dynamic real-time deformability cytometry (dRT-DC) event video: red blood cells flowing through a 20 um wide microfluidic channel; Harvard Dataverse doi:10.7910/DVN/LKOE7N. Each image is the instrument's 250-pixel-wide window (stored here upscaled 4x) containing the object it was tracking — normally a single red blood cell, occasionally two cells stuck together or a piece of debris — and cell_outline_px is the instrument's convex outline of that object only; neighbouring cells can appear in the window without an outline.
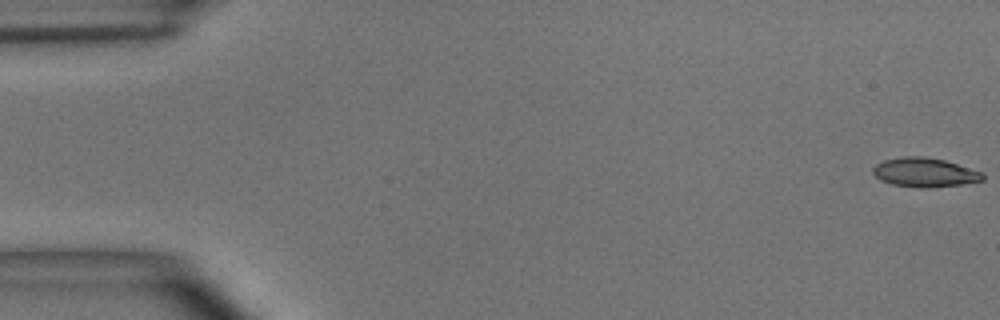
{"species": "common noctule bat (a hibernating species)", "species_latin": "Nyctalus noctula", "temperature_condition": "room temperature", "stored_images_in_passage": 55, "camera_frame_rate_fps": 3000, "um_per_image_px": 0.085, "animal": {"sex": "male", "body_mass_g": 15.6}, "frame": {"image": 1, "passage_image": 1, "time_ms": 0.0, "image_size_px": [1000, 320], "cell_outline_px": [[984, 180], [964, 184], [928, 188], [920, 188], [892, 184], [880, 180], [872, 172], [872, 168], [876, 164], [884, 160], [904, 156], [924, 156], [944, 160], [984, 172]], "centroid_in_image_um": [78.61, 14.66], "position_along_channel_um": 6.4, "area_um2": 18.79}}
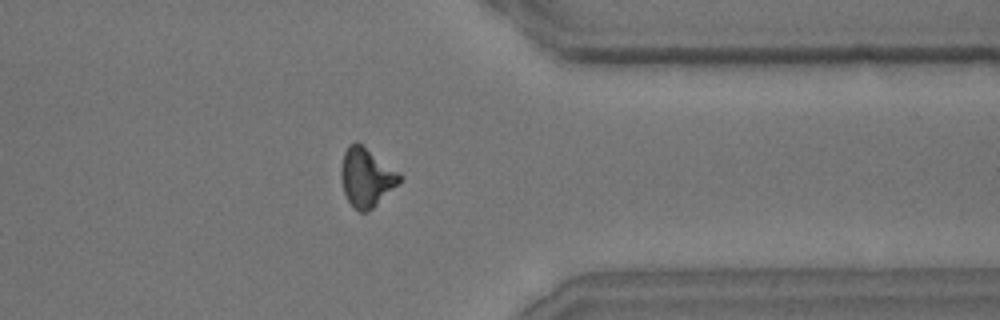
{"frame": {"image": 2, "passage_image": 44, "time_ms": 14.333, "image_size_px": [1000, 320], "cell_outline_px": [[400, 184], [368, 212], [360, 212], [348, 200], [344, 192], [340, 176], [340, 168], [344, 152], [348, 144], [356, 140], [400, 172]], "centroid_in_image_um": [31.14, 15.05], "position_along_channel_um": 380.3, "area_um2": 20.17}}
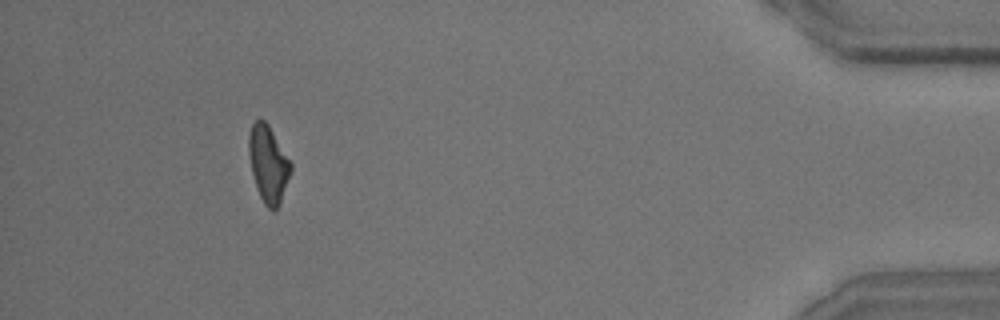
{"frame": {"image": 3, "passage_image": 51, "time_ms": 16.667, "image_size_px": [1000, 320], "cell_outline_px": [[292, 168], [280, 204], [272, 212], [264, 204], [256, 188], [252, 172], [248, 152], [248, 136], [252, 124], [256, 120], [264, 120], [268, 124], [292, 164]], "centroid_in_image_um": [22.79, 13.95], "position_along_channel_um": 412.4, "area_um2": 18.67}, "authors_computed_cell_mechanics": {"area_um2": 19.3052, "velocity_mm_per_s": 3.65, "shape_relaxation_time_tau1_ms": 7.8175, "shape_relaxation_time_tau2_ms": 5.0429, "deformation_change_tau1": 0.2016, "deformation_change_tau2": 0.1497}}